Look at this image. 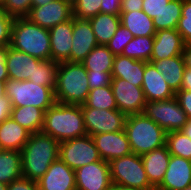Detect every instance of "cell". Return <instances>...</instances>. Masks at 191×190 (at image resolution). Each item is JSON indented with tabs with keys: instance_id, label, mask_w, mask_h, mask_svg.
Wrapping results in <instances>:
<instances>
[{
	"instance_id": "obj_29",
	"label": "cell",
	"mask_w": 191,
	"mask_h": 190,
	"mask_svg": "<svg viewBox=\"0 0 191 190\" xmlns=\"http://www.w3.org/2000/svg\"><path fill=\"white\" fill-rule=\"evenodd\" d=\"M22 177L21 152L0 149V183L9 185Z\"/></svg>"
},
{
	"instance_id": "obj_11",
	"label": "cell",
	"mask_w": 191,
	"mask_h": 190,
	"mask_svg": "<svg viewBox=\"0 0 191 190\" xmlns=\"http://www.w3.org/2000/svg\"><path fill=\"white\" fill-rule=\"evenodd\" d=\"M111 88L119 111L126 116L143 113L146 99L142 87L121 78H112Z\"/></svg>"
},
{
	"instance_id": "obj_31",
	"label": "cell",
	"mask_w": 191,
	"mask_h": 190,
	"mask_svg": "<svg viewBox=\"0 0 191 190\" xmlns=\"http://www.w3.org/2000/svg\"><path fill=\"white\" fill-rule=\"evenodd\" d=\"M182 6L183 0H170L164 9L153 19L156 31L176 29L181 18Z\"/></svg>"
},
{
	"instance_id": "obj_23",
	"label": "cell",
	"mask_w": 191,
	"mask_h": 190,
	"mask_svg": "<svg viewBox=\"0 0 191 190\" xmlns=\"http://www.w3.org/2000/svg\"><path fill=\"white\" fill-rule=\"evenodd\" d=\"M147 62L116 55L113 60L112 78H121L136 87H142Z\"/></svg>"
},
{
	"instance_id": "obj_1",
	"label": "cell",
	"mask_w": 191,
	"mask_h": 190,
	"mask_svg": "<svg viewBox=\"0 0 191 190\" xmlns=\"http://www.w3.org/2000/svg\"><path fill=\"white\" fill-rule=\"evenodd\" d=\"M59 144L42 131L31 133L21 150L22 176L37 182L59 158Z\"/></svg>"
},
{
	"instance_id": "obj_35",
	"label": "cell",
	"mask_w": 191,
	"mask_h": 190,
	"mask_svg": "<svg viewBox=\"0 0 191 190\" xmlns=\"http://www.w3.org/2000/svg\"><path fill=\"white\" fill-rule=\"evenodd\" d=\"M166 146L171 155L191 160V139L181 131L167 133Z\"/></svg>"
},
{
	"instance_id": "obj_3",
	"label": "cell",
	"mask_w": 191,
	"mask_h": 190,
	"mask_svg": "<svg viewBox=\"0 0 191 190\" xmlns=\"http://www.w3.org/2000/svg\"><path fill=\"white\" fill-rule=\"evenodd\" d=\"M54 92L56 102L83 105L90 92L84 65L68 61L58 63Z\"/></svg>"
},
{
	"instance_id": "obj_52",
	"label": "cell",
	"mask_w": 191,
	"mask_h": 190,
	"mask_svg": "<svg viewBox=\"0 0 191 190\" xmlns=\"http://www.w3.org/2000/svg\"><path fill=\"white\" fill-rule=\"evenodd\" d=\"M109 190H140V189L123 187L112 183Z\"/></svg>"
},
{
	"instance_id": "obj_18",
	"label": "cell",
	"mask_w": 191,
	"mask_h": 190,
	"mask_svg": "<svg viewBox=\"0 0 191 190\" xmlns=\"http://www.w3.org/2000/svg\"><path fill=\"white\" fill-rule=\"evenodd\" d=\"M186 43L176 29L156 31L150 60H162L181 55Z\"/></svg>"
},
{
	"instance_id": "obj_46",
	"label": "cell",
	"mask_w": 191,
	"mask_h": 190,
	"mask_svg": "<svg viewBox=\"0 0 191 190\" xmlns=\"http://www.w3.org/2000/svg\"><path fill=\"white\" fill-rule=\"evenodd\" d=\"M8 45L0 47V81L6 82L9 79L6 60Z\"/></svg>"
},
{
	"instance_id": "obj_5",
	"label": "cell",
	"mask_w": 191,
	"mask_h": 190,
	"mask_svg": "<svg viewBox=\"0 0 191 190\" xmlns=\"http://www.w3.org/2000/svg\"><path fill=\"white\" fill-rule=\"evenodd\" d=\"M124 130L134 154L143 155L166 145L167 132L144 113L128 115Z\"/></svg>"
},
{
	"instance_id": "obj_40",
	"label": "cell",
	"mask_w": 191,
	"mask_h": 190,
	"mask_svg": "<svg viewBox=\"0 0 191 190\" xmlns=\"http://www.w3.org/2000/svg\"><path fill=\"white\" fill-rule=\"evenodd\" d=\"M13 18L9 17L4 11L0 2V47L10 44L11 26Z\"/></svg>"
},
{
	"instance_id": "obj_49",
	"label": "cell",
	"mask_w": 191,
	"mask_h": 190,
	"mask_svg": "<svg viewBox=\"0 0 191 190\" xmlns=\"http://www.w3.org/2000/svg\"><path fill=\"white\" fill-rule=\"evenodd\" d=\"M181 90L191 91V69L190 68L184 69Z\"/></svg>"
},
{
	"instance_id": "obj_28",
	"label": "cell",
	"mask_w": 191,
	"mask_h": 190,
	"mask_svg": "<svg viewBox=\"0 0 191 190\" xmlns=\"http://www.w3.org/2000/svg\"><path fill=\"white\" fill-rule=\"evenodd\" d=\"M10 117L30 133L41 132L44 111L34 106L12 107Z\"/></svg>"
},
{
	"instance_id": "obj_21",
	"label": "cell",
	"mask_w": 191,
	"mask_h": 190,
	"mask_svg": "<svg viewBox=\"0 0 191 190\" xmlns=\"http://www.w3.org/2000/svg\"><path fill=\"white\" fill-rule=\"evenodd\" d=\"M171 154L166 145L141 155L150 184L156 189L164 179Z\"/></svg>"
},
{
	"instance_id": "obj_57",
	"label": "cell",
	"mask_w": 191,
	"mask_h": 190,
	"mask_svg": "<svg viewBox=\"0 0 191 190\" xmlns=\"http://www.w3.org/2000/svg\"><path fill=\"white\" fill-rule=\"evenodd\" d=\"M183 190H191V185H188V186L185 187Z\"/></svg>"
},
{
	"instance_id": "obj_47",
	"label": "cell",
	"mask_w": 191,
	"mask_h": 190,
	"mask_svg": "<svg viewBox=\"0 0 191 190\" xmlns=\"http://www.w3.org/2000/svg\"><path fill=\"white\" fill-rule=\"evenodd\" d=\"M12 104L11 100L5 95L0 98V124L10 117Z\"/></svg>"
},
{
	"instance_id": "obj_32",
	"label": "cell",
	"mask_w": 191,
	"mask_h": 190,
	"mask_svg": "<svg viewBox=\"0 0 191 190\" xmlns=\"http://www.w3.org/2000/svg\"><path fill=\"white\" fill-rule=\"evenodd\" d=\"M154 36L134 37L126 44L122 55L135 60L150 62L153 52Z\"/></svg>"
},
{
	"instance_id": "obj_12",
	"label": "cell",
	"mask_w": 191,
	"mask_h": 190,
	"mask_svg": "<svg viewBox=\"0 0 191 190\" xmlns=\"http://www.w3.org/2000/svg\"><path fill=\"white\" fill-rule=\"evenodd\" d=\"M40 27L50 29L73 18L72 5L64 0H53L44 6H34L27 17Z\"/></svg>"
},
{
	"instance_id": "obj_44",
	"label": "cell",
	"mask_w": 191,
	"mask_h": 190,
	"mask_svg": "<svg viewBox=\"0 0 191 190\" xmlns=\"http://www.w3.org/2000/svg\"><path fill=\"white\" fill-rule=\"evenodd\" d=\"M175 97L181 108L187 114L188 119H191V91L180 90L175 93Z\"/></svg>"
},
{
	"instance_id": "obj_53",
	"label": "cell",
	"mask_w": 191,
	"mask_h": 190,
	"mask_svg": "<svg viewBox=\"0 0 191 190\" xmlns=\"http://www.w3.org/2000/svg\"><path fill=\"white\" fill-rule=\"evenodd\" d=\"M53 0H32V7L44 6L45 4L52 2Z\"/></svg>"
},
{
	"instance_id": "obj_6",
	"label": "cell",
	"mask_w": 191,
	"mask_h": 190,
	"mask_svg": "<svg viewBox=\"0 0 191 190\" xmlns=\"http://www.w3.org/2000/svg\"><path fill=\"white\" fill-rule=\"evenodd\" d=\"M5 88L12 107L34 106L46 112L56 103L54 89L36 85L30 80L8 79Z\"/></svg>"
},
{
	"instance_id": "obj_20",
	"label": "cell",
	"mask_w": 191,
	"mask_h": 190,
	"mask_svg": "<svg viewBox=\"0 0 191 190\" xmlns=\"http://www.w3.org/2000/svg\"><path fill=\"white\" fill-rule=\"evenodd\" d=\"M142 89L146 102L167 100L175 96L162 74L157 72L151 62L145 64Z\"/></svg>"
},
{
	"instance_id": "obj_8",
	"label": "cell",
	"mask_w": 191,
	"mask_h": 190,
	"mask_svg": "<svg viewBox=\"0 0 191 190\" xmlns=\"http://www.w3.org/2000/svg\"><path fill=\"white\" fill-rule=\"evenodd\" d=\"M143 113L167 133L180 131L188 121L187 114L175 96L167 100L146 102Z\"/></svg>"
},
{
	"instance_id": "obj_41",
	"label": "cell",
	"mask_w": 191,
	"mask_h": 190,
	"mask_svg": "<svg viewBox=\"0 0 191 190\" xmlns=\"http://www.w3.org/2000/svg\"><path fill=\"white\" fill-rule=\"evenodd\" d=\"M89 90L111 85V72H93L87 71Z\"/></svg>"
},
{
	"instance_id": "obj_50",
	"label": "cell",
	"mask_w": 191,
	"mask_h": 190,
	"mask_svg": "<svg viewBox=\"0 0 191 190\" xmlns=\"http://www.w3.org/2000/svg\"><path fill=\"white\" fill-rule=\"evenodd\" d=\"M181 55L184 61L185 68L191 69V43H187L185 45Z\"/></svg>"
},
{
	"instance_id": "obj_15",
	"label": "cell",
	"mask_w": 191,
	"mask_h": 190,
	"mask_svg": "<svg viewBox=\"0 0 191 190\" xmlns=\"http://www.w3.org/2000/svg\"><path fill=\"white\" fill-rule=\"evenodd\" d=\"M98 42L89 20L73 17L72 47L70 62L81 63Z\"/></svg>"
},
{
	"instance_id": "obj_7",
	"label": "cell",
	"mask_w": 191,
	"mask_h": 190,
	"mask_svg": "<svg viewBox=\"0 0 191 190\" xmlns=\"http://www.w3.org/2000/svg\"><path fill=\"white\" fill-rule=\"evenodd\" d=\"M111 182L128 188L155 190L150 184L141 155H130L113 159L109 162Z\"/></svg>"
},
{
	"instance_id": "obj_43",
	"label": "cell",
	"mask_w": 191,
	"mask_h": 190,
	"mask_svg": "<svg viewBox=\"0 0 191 190\" xmlns=\"http://www.w3.org/2000/svg\"><path fill=\"white\" fill-rule=\"evenodd\" d=\"M7 190H38L37 182L26 177H20L12 181Z\"/></svg>"
},
{
	"instance_id": "obj_45",
	"label": "cell",
	"mask_w": 191,
	"mask_h": 190,
	"mask_svg": "<svg viewBox=\"0 0 191 190\" xmlns=\"http://www.w3.org/2000/svg\"><path fill=\"white\" fill-rule=\"evenodd\" d=\"M122 0H101L100 13L120 16Z\"/></svg>"
},
{
	"instance_id": "obj_42",
	"label": "cell",
	"mask_w": 191,
	"mask_h": 190,
	"mask_svg": "<svg viewBox=\"0 0 191 190\" xmlns=\"http://www.w3.org/2000/svg\"><path fill=\"white\" fill-rule=\"evenodd\" d=\"M170 0H143L142 10L152 19L158 15Z\"/></svg>"
},
{
	"instance_id": "obj_56",
	"label": "cell",
	"mask_w": 191,
	"mask_h": 190,
	"mask_svg": "<svg viewBox=\"0 0 191 190\" xmlns=\"http://www.w3.org/2000/svg\"><path fill=\"white\" fill-rule=\"evenodd\" d=\"M64 1L68 2L69 4H71L73 6L74 3H76L77 0H64Z\"/></svg>"
},
{
	"instance_id": "obj_2",
	"label": "cell",
	"mask_w": 191,
	"mask_h": 190,
	"mask_svg": "<svg viewBox=\"0 0 191 190\" xmlns=\"http://www.w3.org/2000/svg\"><path fill=\"white\" fill-rule=\"evenodd\" d=\"M42 132L59 143L86 136L81 105L56 102L44 112Z\"/></svg>"
},
{
	"instance_id": "obj_26",
	"label": "cell",
	"mask_w": 191,
	"mask_h": 190,
	"mask_svg": "<svg viewBox=\"0 0 191 190\" xmlns=\"http://www.w3.org/2000/svg\"><path fill=\"white\" fill-rule=\"evenodd\" d=\"M121 25L126 27L134 37L154 36L156 29L153 19L143 10L120 13Z\"/></svg>"
},
{
	"instance_id": "obj_39",
	"label": "cell",
	"mask_w": 191,
	"mask_h": 190,
	"mask_svg": "<svg viewBox=\"0 0 191 190\" xmlns=\"http://www.w3.org/2000/svg\"><path fill=\"white\" fill-rule=\"evenodd\" d=\"M176 30L186 44L191 43V0H183L181 18Z\"/></svg>"
},
{
	"instance_id": "obj_16",
	"label": "cell",
	"mask_w": 191,
	"mask_h": 190,
	"mask_svg": "<svg viewBox=\"0 0 191 190\" xmlns=\"http://www.w3.org/2000/svg\"><path fill=\"white\" fill-rule=\"evenodd\" d=\"M38 190H76L75 172L60 158L37 181Z\"/></svg>"
},
{
	"instance_id": "obj_10",
	"label": "cell",
	"mask_w": 191,
	"mask_h": 190,
	"mask_svg": "<svg viewBox=\"0 0 191 190\" xmlns=\"http://www.w3.org/2000/svg\"><path fill=\"white\" fill-rule=\"evenodd\" d=\"M81 111L87 135L124 130L127 116L118 109L100 110L81 106Z\"/></svg>"
},
{
	"instance_id": "obj_38",
	"label": "cell",
	"mask_w": 191,
	"mask_h": 190,
	"mask_svg": "<svg viewBox=\"0 0 191 190\" xmlns=\"http://www.w3.org/2000/svg\"><path fill=\"white\" fill-rule=\"evenodd\" d=\"M4 11L13 19L24 18L32 8V0H2Z\"/></svg>"
},
{
	"instance_id": "obj_48",
	"label": "cell",
	"mask_w": 191,
	"mask_h": 190,
	"mask_svg": "<svg viewBox=\"0 0 191 190\" xmlns=\"http://www.w3.org/2000/svg\"><path fill=\"white\" fill-rule=\"evenodd\" d=\"M143 0H122L120 13L142 10Z\"/></svg>"
},
{
	"instance_id": "obj_51",
	"label": "cell",
	"mask_w": 191,
	"mask_h": 190,
	"mask_svg": "<svg viewBox=\"0 0 191 190\" xmlns=\"http://www.w3.org/2000/svg\"><path fill=\"white\" fill-rule=\"evenodd\" d=\"M180 131L191 139V119H188Z\"/></svg>"
},
{
	"instance_id": "obj_25",
	"label": "cell",
	"mask_w": 191,
	"mask_h": 190,
	"mask_svg": "<svg viewBox=\"0 0 191 190\" xmlns=\"http://www.w3.org/2000/svg\"><path fill=\"white\" fill-rule=\"evenodd\" d=\"M157 72L161 73L170 89L176 93L181 90L183 72L185 69L182 55L162 60H150Z\"/></svg>"
},
{
	"instance_id": "obj_36",
	"label": "cell",
	"mask_w": 191,
	"mask_h": 190,
	"mask_svg": "<svg viewBox=\"0 0 191 190\" xmlns=\"http://www.w3.org/2000/svg\"><path fill=\"white\" fill-rule=\"evenodd\" d=\"M101 0H77L72 6L73 17L90 19L100 13Z\"/></svg>"
},
{
	"instance_id": "obj_37",
	"label": "cell",
	"mask_w": 191,
	"mask_h": 190,
	"mask_svg": "<svg viewBox=\"0 0 191 190\" xmlns=\"http://www.w3.org/2000/svg\"><path fill=\"white\" fill-rule=\"evenodd\" d=\"M133 38L134 36L132 35V33L126 27L120 24L119 28L106 44V46L115 56L122 55L124 47Z\"/></svg>"
},
{
	"instance_id": "obj_24",
	"label": "cell",
	"mask_w": 191,
	"mask_h": 190,
	"mask_svg": "<svg viewBox=\"0 0 191 190\" xmlns=\"http://www.w3.org/2000/svg\"><path fill=\"white\" fill-rule=\"evenodd\" d=\"M30 134L28 130L9 117L0 124V149L21 152Z\"/></svg>"
},
{
	"instance_id": "obj_54",
	"label": "cell",
	"mask_w": 191,
	"mask_h": 190,
	"mask_svg": "<svg viewBox=\"0 0 191 190\" xmlns=\"http://www.w3.org/2000/svg\"><path fill=\"white\" fill-rule=\"evenodd\" d=\"M6 95L5 82L0 81V98Z\"/></svg>"
},
{
	"instance_id": "obj_27",
	"label": "cell",
	"mask_w": 191,
	"mask_h": 190,
	"mask_svg": "<svg viewBox=\"0 0 191 190\" xmlns=\"http://www.w3.org/2000/svg\"><path fill=\"white\" fill-rule=\"evenodd\" d=\"M88 20L99 45H106L121 24L120 16L109 13H98Z\"/></svg>"
},
{
	"instance_id": "obj_4",
	"label": "cell",
	"mask_w": 191,
	"mask_h": 190,
	"mask_svg": "<svg viewBox=\"0 0 191 190\" xmlns=\"http://www.w3.org/2000/svg\"><path fill=\"white\" fill-rule=\"evenodd\" d=\"M9 46L40 60L51 59L49 29L36 25L26 17L13 20Z\"/></svg>"
},
{
	"instance_id": "obj_9",
	"label": "cell",
	"mask_w": 191,
	"mask_h": 190,
	"mask_svg": "<svg viewBox=\"0 0 191 190\" xmlns=\"http://www.w3.org/2000/svg\"><path fill=\"white\" fill-rule=\"evenodd\" d=\"M59 158L74 171L102 160L90 135L60 142Z\"/></svg>"
},
{
	"instance_id": "obj_30",
	"label": "cell",
	"mask_w": 191,
	"mask_h": 190,
	"mask_svg": "<svg viewBox=\"0 0 191 190\" xmlns=\"http://www.w3.org/2000/svg\"><path fill=\"white\" fill-rule=\"evenodd\" d=\"M114 57L106 45H98L81 63L87 71L112 72Z\"/></svg>"
},
{
	"instance_id": "obj_19",
	"label": "cell",
	"mask_w": 191,
	"mask_h": 190,
	"mask_svg": "<svg viewBox=\"0 0 191 190\" xmlns=\"http://www.w3.org/2000/svg\"><path fill=\"white\" fill-rule=\"evenodd\" d=\"M72 33L73 18L49 29L51 60L58 63L70 62Z\"/></svg>"
},
{
	"instance_id": "obj_14",
	"label": "cell",
	"mask_w": 191,
	"mask_h": 190,
	"mask_svg": "<svg viewBox=\"0 0 191 190\" xmlns=\"http://www.w3.org/2000/svg\"><path fill=\"white\" fill-rule=\"evenodd\" d=\"M91 137L99 151L101 159L106 162L132 153L125 130L100 133Z\"/></svg>"
},
{
	"instance_id": "obj_34",
	"label": "cell",
	"mask_w": 191,
	"mask_h": 190,
	"mask_svg": "<svg viewBox=\"0 0 191 190\" xmlns=\"http://www.w3.org/2000/svg\"><path fill=\"white\" fill-rule=\"evenodd\" d=\"M58 62L51 59L40 60L34 65L33 79H29L36 85L55 88Z\"/></svg>"
},
{
	"instance_id": "obj_33",
	"label": "cell",
	"mask_w": 191,
	"mask_h": 190,
	"mask_svg": "<svg viewBox=\"0 0 191 190\" xmlns=\"http://www.w3.org/2000/svg\"><path fill=\"white\" fill-rule=\"evenodd\" d=\"M81 106L100 110L117 109L111 85L90 90L85 103Z\"/></svg>"
},
{
	"instance_id": "obj_22",
	"label": "cell",
	"mask_w": 191,
	"mask_h": 190,
	"mask_svg": "<svg viewBox=\"0 0 191 190\" xmlns=\"http://www.w3.org/2000/svg\"><path fill=\"white\" fill-rule=\"evenodd\" d=\"M39 61L40 59L8 45L6 66L9 79L18 81L33 79L34 65Z\"/></svg>"
},
{
	"instance_id": "obj_17",
	"label": "cell",
	"mask_w": 191,
	"mask_h": 190,
	"mask_svg": "<svg viewBox=\"0 0 191 190\" xmlns=\"http://www.w3.org/2000/svg\"><path fill=\"white\" fill-rule=\"evenodd\" d=\"M191 185V160L171 155L164 179L155 190H183Z\"/></svg>"
},
{
	"instance_id": "obj_13",
	"label": "cell",
	"mask_w": 191,
	"mask_h": 190,
	"mask_svg": "<svg viewBox=\"0 0 191 190\" xmlns=\"http://www.w3.org/2000/svg\"><path fill=\"white\" fill-rule=\"evenodd\" d=\"M75 172L76 190H109L112 184L109 162L100 160Z\"/></svg>"
},
{
	"instance_id": "obj_55",
	"label": "cell",
	"mask_w": 191,
	"mask_h": 190,
	"mask_svg": "<svg viewBox=\"0 0 191 190\" xmlns=\"http://www.w3.org/2000/svg\"><path fill=\"white\" fill-rule=\"evenodd\" d=\"M8 185L0 183V190H7Z\"/></svg>"
}]
</instances>
